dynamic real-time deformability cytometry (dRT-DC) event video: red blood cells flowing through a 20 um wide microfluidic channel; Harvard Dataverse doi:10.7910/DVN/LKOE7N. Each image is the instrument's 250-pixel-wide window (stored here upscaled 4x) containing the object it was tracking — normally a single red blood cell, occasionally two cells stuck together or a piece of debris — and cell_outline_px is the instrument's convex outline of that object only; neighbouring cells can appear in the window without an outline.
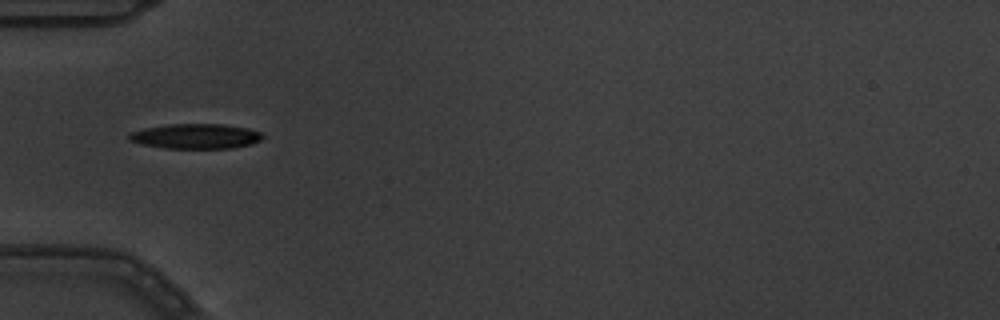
{"species": "common noctule bat (a hibernating species)", "species_latin": "Nyctalus noctula", "temperature_condition": "warm", "stored_images_in_passage": 10, "camera_frame_rate_fps": 3000, "um_per_image_px": 0.085, "animal": {"sex": "male", "body_mass_g": 19.5, "forearm_length_mm": 54.6}, "frame": {"image": 1, "passage_image": 4, "time_ms": 1.0, "image_size_px": [1000, 320], "cell_outline_px": [[264, 136], [260, 140], [252, 144], [232, 148], [164, 148], [140, 144], [128, 140], [128, 136], [132, 132], [144, 128], [168, 124], [220, 124], [248, 128], [260, 132]], "centroid_in_image_um": [16.63, 11.58], "position_along_channel_um": 68.4, "area_um2": 19.42}}
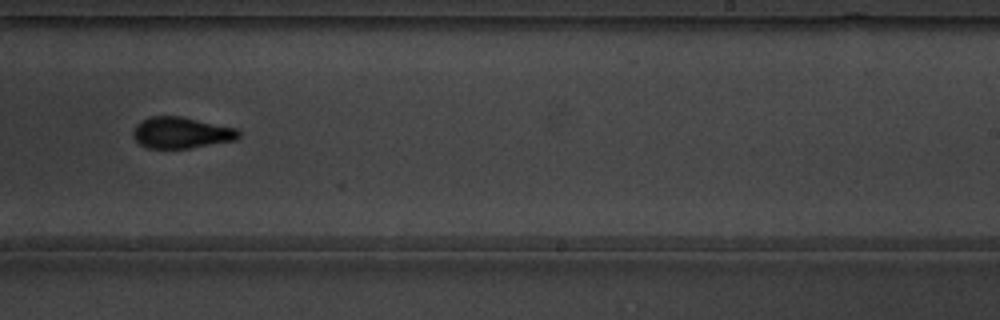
{"frame": {"image": 2, "passage_image": 9, "time_ms": 2.667, "image_size_px": [1000, 320], "cell_outline_px": [[240, 136], [236, 140], [188, 148], [148, 148], [140, 144], [132, 136], [132, 132], [136, 124], [140, 120], [152, 116], [180, 116], [236, 128], [240, 132]], "centroid_in_image_um": [15.38, 11.27], "position_along_channel_um": 273.6, "area_um2": 19.19}}
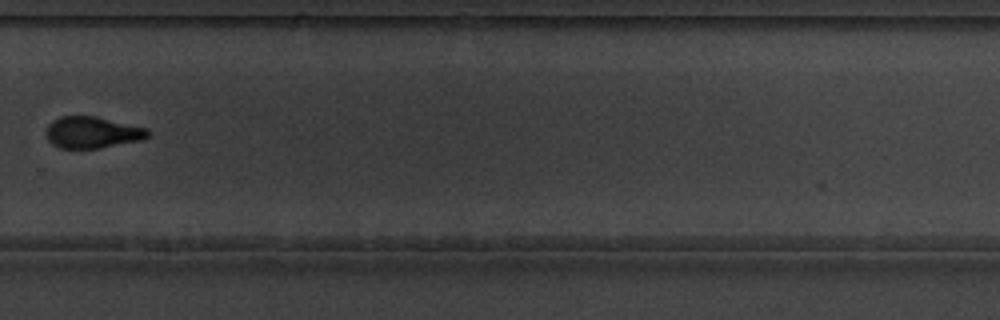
{"frame": {"image": 3, "passage_image": 10, "time_ms": 3.0, "image_size_px": [1000, 320], "cell_outline_px": [[152, 136], [144, 140], [100, 148], [60, 148], [52, 144], [48, 140], [48, 124], [52, 120], [60, 116], [96, 116], [148, 128], [152, 132]], "centroid_in_image_um": [7.93, 11.25], "position_along_channel_um": 321.9, "area_um2": 18.96}}